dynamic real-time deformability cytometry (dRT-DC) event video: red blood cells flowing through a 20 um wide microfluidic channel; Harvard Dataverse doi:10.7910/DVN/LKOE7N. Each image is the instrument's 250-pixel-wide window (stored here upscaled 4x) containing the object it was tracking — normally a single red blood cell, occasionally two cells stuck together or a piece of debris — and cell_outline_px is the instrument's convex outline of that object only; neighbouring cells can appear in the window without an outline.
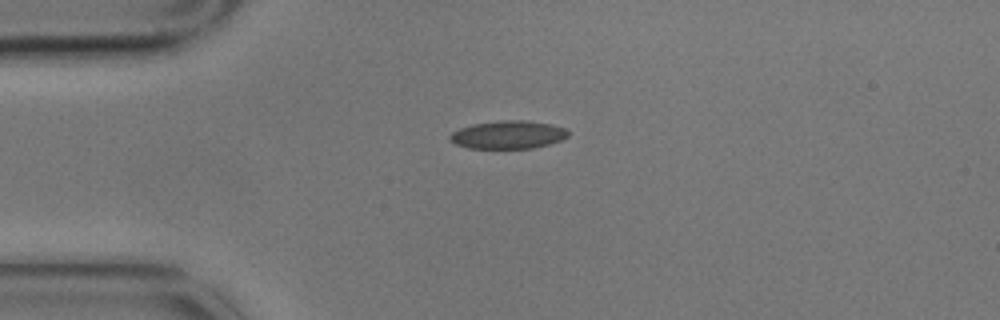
{"species": "common noctule bat (a hibernating species)", "species_latin": "Nyctalus noctula", "temperature_condition": "cold", "stored_images_in_passage": 1, "camera_frame_rate_fps": 3000, "um_per_image_px": 0.085, "animal": {"sex": "male", "body_mass_g": 17.9}, "frame": {"image": 1, "passage_image": 1, "time_ms": 0.0, "image_size_px": [1000, 320], "cell_outline_px": [[568, 136], [560, 140], [548, 144], [532, 148], [468, 148], [456, 144], [448, 140], [448, 136], [452, 132], [460, 128], [472, 124], [500, 120], [524, 120], [552, 124], [564, 128], [568, 132]], "centroid_in_image_um": [43.15, 11.44], "position_along_channel_um": 41.9, "area_um2": 19.31}}